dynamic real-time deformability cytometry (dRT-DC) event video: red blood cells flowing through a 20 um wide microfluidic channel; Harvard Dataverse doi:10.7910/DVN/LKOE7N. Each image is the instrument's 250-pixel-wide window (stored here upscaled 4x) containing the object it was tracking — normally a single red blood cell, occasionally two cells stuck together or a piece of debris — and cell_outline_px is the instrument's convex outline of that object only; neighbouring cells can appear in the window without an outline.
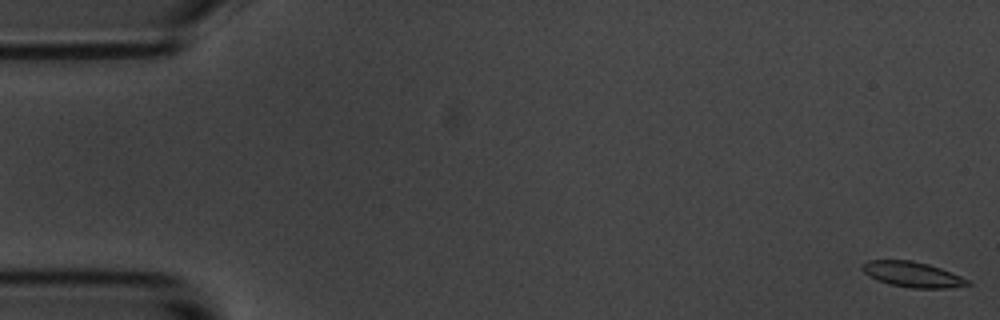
{"species": "common noctule bat (a hibernating species)", "species_latin": "Nyctalus noctula", "temperature_condition": "room temperature", "stored_images_in_passage": 58, "camera_frame_rate_fps": 3000, "um_per_image_px": 0.085, "animal": {"sex": "male", "body_mass_g": 20.1, "forearm_length_mm": 53.5}, "frame": {"image": 1, "passage_image": 1, "time_ms": 0.0, "image_size_px": [1000, 320], "cell_outline_px": [[972, 284], [948, 288], [912, 288], [888, 284], [876, 280], [868, 276], [860, 268], [868, 260], [912, 260], [928, 264], [940, 268], [960, 276], [968, 280]], "centroid_in_image_um": [77.52, 23.33], "position_along_channel_um": 7.5, "area_um2": 15.55}}
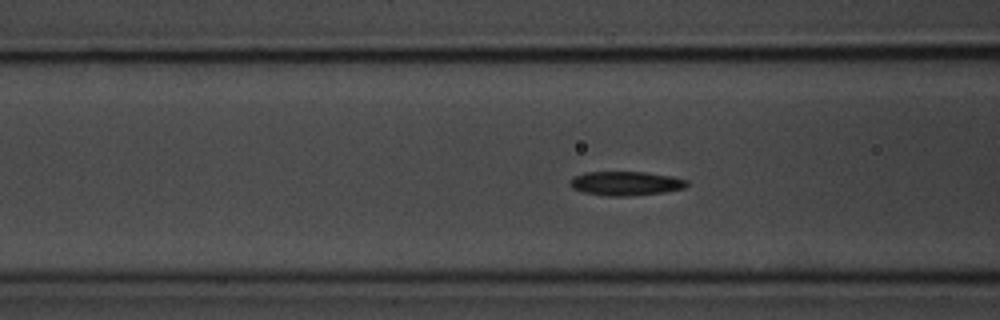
{"frame": {"image": 2, "passage_image": 22, "time_ms": 7.0, "image_size_px": [1000, 320], "cell_outline_px": [[688, 184], [684, 188], [664, 192], [628, 196], [608, 196], [584, 192], [572, 188], [568, 184], [568, 180], [572, 176], [584, 172], [644, 172], [672, 176], [688, 180]], "centroid_in_image_um": [53.14, 15.58], "position_along_channel_um": 113.5, "area_um2": 16.53}}
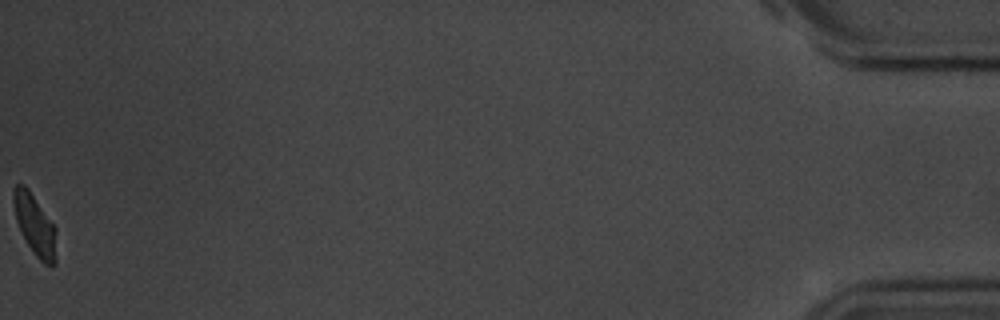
{"frame": {"image": 3, "passage_image": 58, "time_ms": 19.0, "image_size_px": [1000, 320], "cell_outline_px": [[56, 264], [44, 264], [36, 256], [28, 244], [16, 220], [12, 200], [12, 192], [16, 184], [24, 184], [28, 188], [56, 228]], "centroid_in_image_um": [2.96, 19.09], "position_along_channel_um": 432.2, "area_um2": 15.03}, "authors_computed_cell_mechanics": {"area_um2": 15.9528, "velocity_mm_per_s": 3.4895, "shape_relaxation_time_tau1_ms": 2.0523, "shape_relaxation_time_tau2_ms": 6.1438, "deformation_change_tau1": 0.118, "deformation_change_tau2": 0.126}}